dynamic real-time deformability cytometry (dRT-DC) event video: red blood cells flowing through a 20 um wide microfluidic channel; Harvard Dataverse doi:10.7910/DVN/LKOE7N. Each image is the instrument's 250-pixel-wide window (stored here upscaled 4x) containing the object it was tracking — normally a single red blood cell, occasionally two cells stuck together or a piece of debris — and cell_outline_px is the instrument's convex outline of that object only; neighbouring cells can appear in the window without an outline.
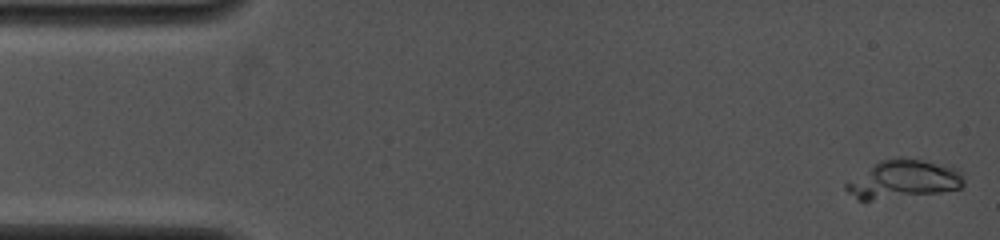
{"species": "common noctule bat (a hibernating species)", "species_latin": "Nyctalus noctula", "temperature_condition": "cold", "stored_images_in_passage": 9, "camera_frame_rate_fps": 4000, "um_per_image_px": 0.085, "animal": {"sex": "female", "body_mass_g": 19.0, "forearm_length_mm": 53.3}, "frame": {"image": 1, "passage_image": 1, "time_ms": 0.0, "image_size_px": [1000, 240], "cell_outline_px": [[964, 184], [960, 188], [940, 192], [872, 200], [856, 200], [844, 188], [844, 184], [880, 160], [900, 156], [952, 164], [964, 172]], "centroid_in_image_um": [76.86, 15.21], "position_along_channel_um": 8.1, "area_um2": 26.82}}